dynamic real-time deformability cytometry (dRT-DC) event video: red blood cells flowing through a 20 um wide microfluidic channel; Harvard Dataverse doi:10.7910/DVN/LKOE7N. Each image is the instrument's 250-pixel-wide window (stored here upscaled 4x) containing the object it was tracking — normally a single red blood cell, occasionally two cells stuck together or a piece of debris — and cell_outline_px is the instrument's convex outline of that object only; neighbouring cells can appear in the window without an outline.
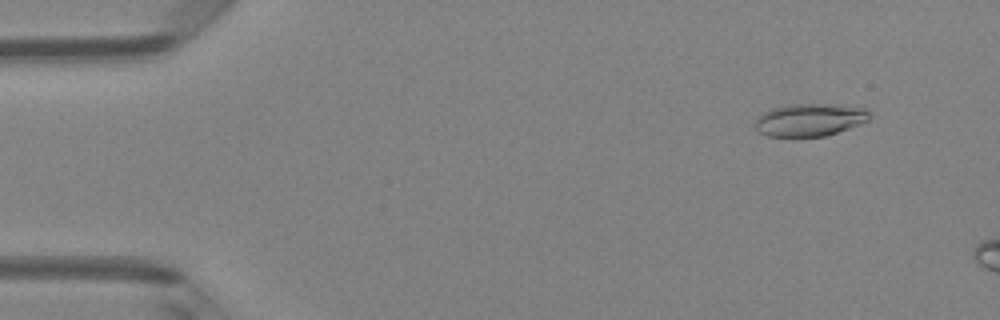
{"species": "Egyptian fruit bat (a non-hibernating species)", "species_latin": "Rousettus aegyptiacus", "temperature_condition": "room temperature", "stored_images_in_passage": 4, "camera_frame_rate_fps": 3000, "um_per_image_px": 0.085, "animal": {"sex": "female"}, "frame": {"image": 1, "passage_image": 2, "time_ms": 0.333, "image_size_px": [1000, 320], "cell_outline_px": [[872, 112], [868, 120], [860, 124], [824, 136], [792, 140], [768, 136], [760, 132], [756, 128], [756, 120], [764, 112], [772, 108], [788, 104], [840, 104], [868, 108]], "centroid_in_image_um": [68.84, 10.21], "position_along_channel_um": 16.2, "area_um2": 22.54}}